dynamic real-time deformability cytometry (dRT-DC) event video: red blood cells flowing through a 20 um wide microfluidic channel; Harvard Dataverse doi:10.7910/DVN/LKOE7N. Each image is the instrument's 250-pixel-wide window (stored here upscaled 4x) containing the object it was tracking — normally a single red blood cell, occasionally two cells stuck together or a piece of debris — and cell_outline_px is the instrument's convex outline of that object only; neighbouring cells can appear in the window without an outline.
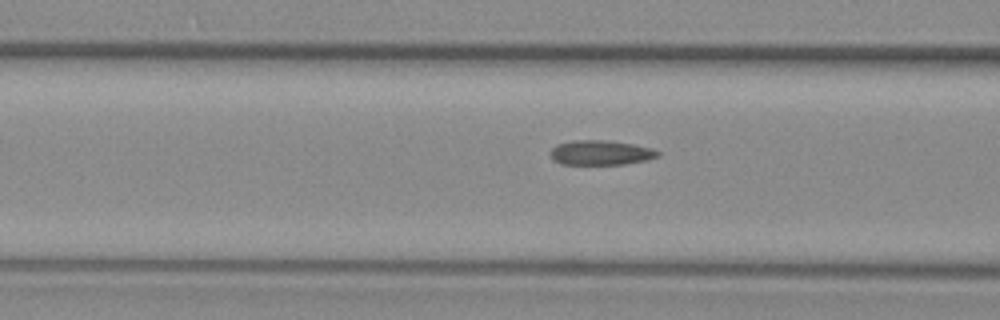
{"species": "common noctule bat (a hibernating species)", "species_latin": "Nyctalus noctula", "temperature_condition": "warm", "stored_images_in_passage": 38, "camera_frame_rate_fps": 3000, "um_per_image_px": 0.085, "animal": {"sex": "female", "body_mass_g": 29.2, "forearm_length_mm": 56.3}, "frame": {"image": 1, "passage_image": 6, "time_ms": 1.667, "image_size_px": [1000, 320], "cell_outline_px": [[660, 156], [648, 160], [624, 164], [560, 164], [552, 160], [548, 152], [556, 144], [572, 140], [604, 140], [632, 144], [652, 148], [660, 152]], "centroid_in_image_um": [51.03, 12.98], "position_along_channel_um": 115.6, "area_um2": 15.66}}
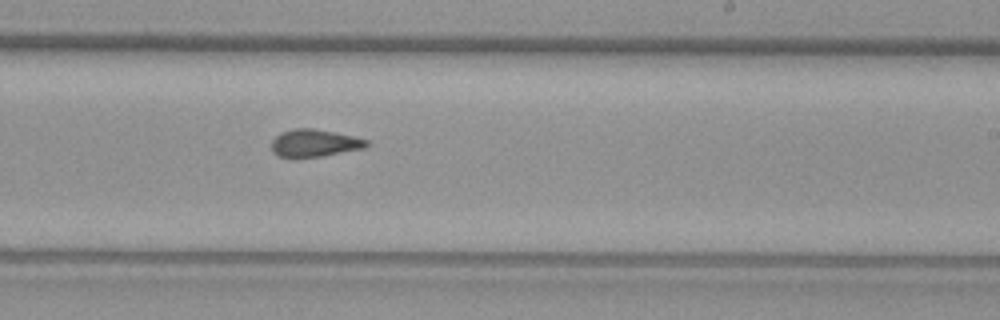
{"frame": {"image": 2, "passage_image": 18, "time_ms": 5.667, "image_size_px": [1000, 320], "cell_outline_px": [[372, 144], [364, 148], [320, 156], [276, 156], [272, 152], [272, 140], [280, 132], [292, 128], [312, 128], [352, 136], [368, 140]], "centroid_in_image_um": [26.72, 12.14], "position_along_channel_um": 262.3, "area_um2": 14.97}}
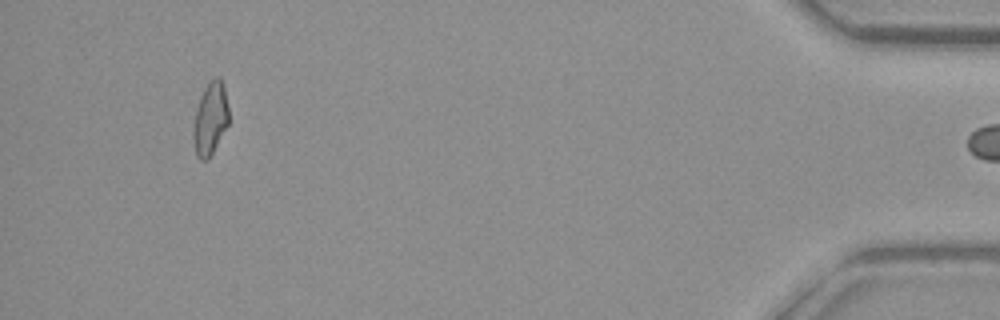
{"frame": {"image": 3, "passage_image": 37, "time_ms": 12.0, "image_size_px": [1000, 320], "cell_outline_px": [[228, 124], [208, 160], [200, 160], [196, 156], [192, 136], [192, 132], [196, 112], [204, 88], [216, 76], [220, 76], [224, 88], [228, 108]], "centroid_in_image_um": [17.87, 10.13], "position_along_channel_um": 417.3, "area_um2": 14.74}, "authors_computed_cell_mechanics": {"area_um2": 15.2881, "velocity_mm_per_s": 3.678, "shape_relaxation_time_tau1_ms": null, "shape_relaxation_time_tau2_ms": 2.1558, "deformation_change_tau1": null, "deformation_change_tau2": 0.0877}}